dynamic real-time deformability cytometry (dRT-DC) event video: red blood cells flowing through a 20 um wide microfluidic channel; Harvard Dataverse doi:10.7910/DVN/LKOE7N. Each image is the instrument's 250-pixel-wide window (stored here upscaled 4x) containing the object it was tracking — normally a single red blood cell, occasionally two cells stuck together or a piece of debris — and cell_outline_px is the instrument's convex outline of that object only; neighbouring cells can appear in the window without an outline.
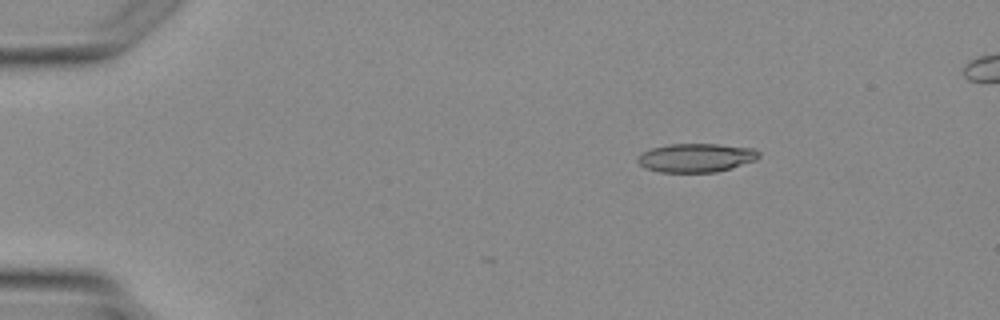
{"species": "Egyptian fruit bat (a non-hibernating species)", "species_latin": "Rousettus aegyptiacus", "temperature_condition": "warm", "stored_images_in_passage": 4, "camera_frame_rate_fps": 3000, "um_per_image_px": 0.085, "animal": {"sex": "female"}, "frame": {"image": 1, "passage_image": 2, "time_ms": 1.333, "image_size_px": [1000, 320], "cell_outline_px": [[760, 156], [756, 160], [716, 172], [660, 172], [648, 168], [640, 164], [636, 160], [636, 156], [652, 148], [668, 144], [716, 144], [752, 148], [760, 152]], "centroid_in_image_um": [59.16, 13.4], "position_along_channel_um": 25.8, "area_um2": 20.11}}